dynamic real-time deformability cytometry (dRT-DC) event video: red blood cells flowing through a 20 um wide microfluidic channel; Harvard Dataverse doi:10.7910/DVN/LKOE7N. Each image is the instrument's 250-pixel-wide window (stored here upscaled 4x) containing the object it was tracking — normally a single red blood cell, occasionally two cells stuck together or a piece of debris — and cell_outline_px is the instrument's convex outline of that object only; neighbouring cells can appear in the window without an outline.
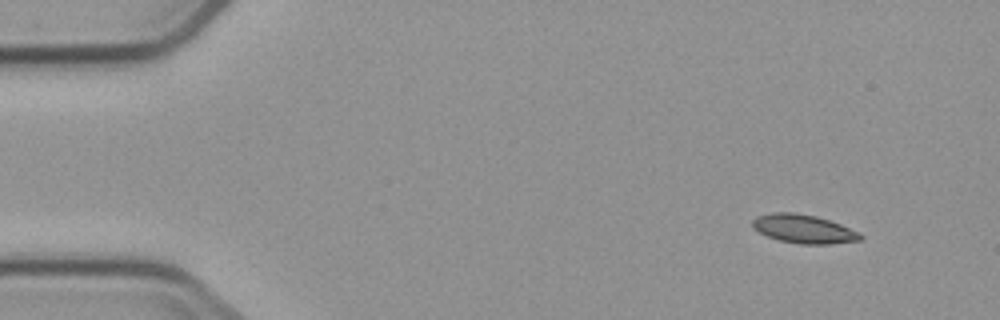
{"species": "common noctule bat (a hibernating species)", "species_latin": "Nyctalus noctula", "temperature_condition": "cold", "stored_images_in_passage": 4, "camera_frame_rate_fps": 3000, "um_per_image_px": 0.085, "animal": {"sex": "male", "body_mass_g": 23.1, "forearm_length_mm": 52.7}, "frame": {"image": 1, "passage_image": 1, "time_ms": 0.0, "image_size_px": [1000, 320], "cell_outline_px": [[864, 236], [860, 240], [832, 244], [800, 244], [780, 240], [768, 236], [752, 228], [752, 220], [756, 216], [772, 212], [796, 212], [816, 216], [840, 224], [860, 232]], "centroid_in_image_um": [68.31, 19.45], "position_along_channel_um": 16.7, "area_um2": 18.09}}
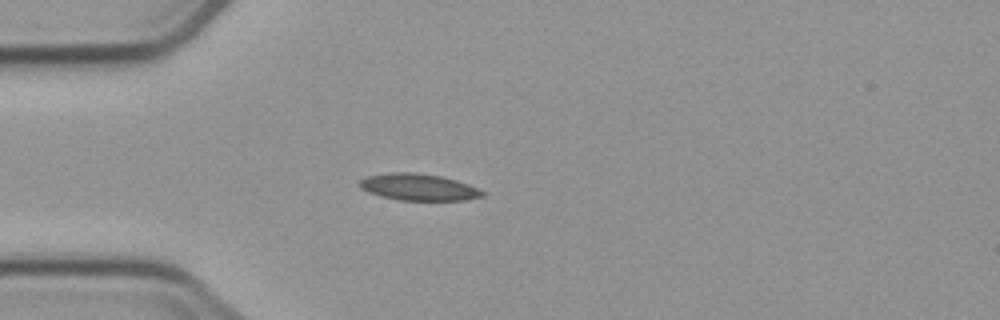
{"frame": {"image": 2, "passage_image": 4, "time_ms": 3.333, "image_size_px": [1000, 320], "cell_outline_px": [[484, 196], [464, 200], [400, 200], [380, 196], [368, 192], [360, 188], [360, 180], [368, 176], [388, 172], [416, 172], [440, 176], [456, 180], [480, 188], [484, 192]], "centroid_in_image_um": [35.58, 15.9], "position_along_channel_um": 49.4, "area_um2": 19.13}}